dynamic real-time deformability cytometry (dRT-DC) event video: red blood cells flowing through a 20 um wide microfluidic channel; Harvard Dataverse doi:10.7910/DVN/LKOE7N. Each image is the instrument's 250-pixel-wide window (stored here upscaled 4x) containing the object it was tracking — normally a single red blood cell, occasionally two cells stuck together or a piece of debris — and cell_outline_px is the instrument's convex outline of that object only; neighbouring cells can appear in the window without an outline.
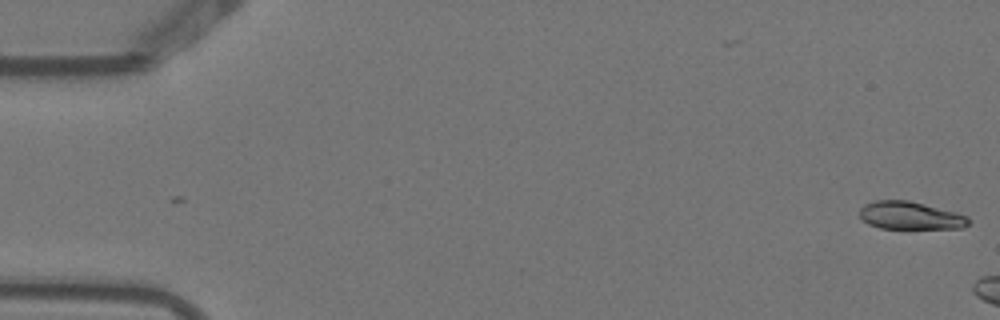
{"species": "Egyptian fruit bat (a non-hibernating species)", "species_latin": "Rousettus aegyptiacus", "temperature_condition": "warm", "stored_images_in_passage": 2, "camera_frame_rate_fps": 3000, "um_per_image_px": 0.085, "animal": {"sex": "female"}, "frame": {"image": 1, "passage_image": 2, "time_ms": 0.333, "image_size_px": [1000, 320], "cell_outline_px": [[968, 224], [964, 228], [880, 228], [868, 224], [860, 216], [860, 208], [864, 204], [872, 200], [908, 200], [956, 212], [968, 216]], "centroid_in_image_um": [77.35, 18.31], "position_along_channel_um": 7.7, "area_um2": 17.57}}